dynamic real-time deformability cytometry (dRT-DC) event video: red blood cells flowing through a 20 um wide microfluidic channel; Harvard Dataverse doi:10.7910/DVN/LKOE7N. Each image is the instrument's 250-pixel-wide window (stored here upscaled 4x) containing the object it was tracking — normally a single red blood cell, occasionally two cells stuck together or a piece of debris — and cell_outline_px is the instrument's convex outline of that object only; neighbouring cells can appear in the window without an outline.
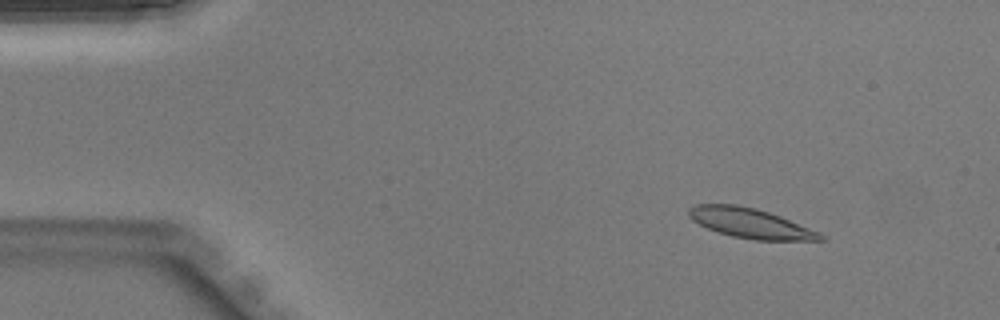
{"species": "Egyptian fruit bat (a non-hibernating species)", "species_latin": "Rousettus aegyptiacus", "temperature_condition": "warm", "stored_images_in_passage": 40, "camera_frame_rate_fps": 3000, "um_per_image_px": 0.085, "animal": {"sex": "male"}, "frame": {"image": 1, "passage_image": 1, "time_ms": 0.0, "image_size_px": [1000, 320], "cell_outline_px": [[824, 240], [756, 240], [736, 236], [720, 232], [708, 228], [700, 224], [688, 212], [692, 208], [700, 204], [732, 204], [752, 208], [768, 212], [788, 220], [816, 232], [824, 236]], "centroid_in_image_um": [63.78, 18.98], "position_along_channel_um": 21.2, "area_um2": 21.62}}
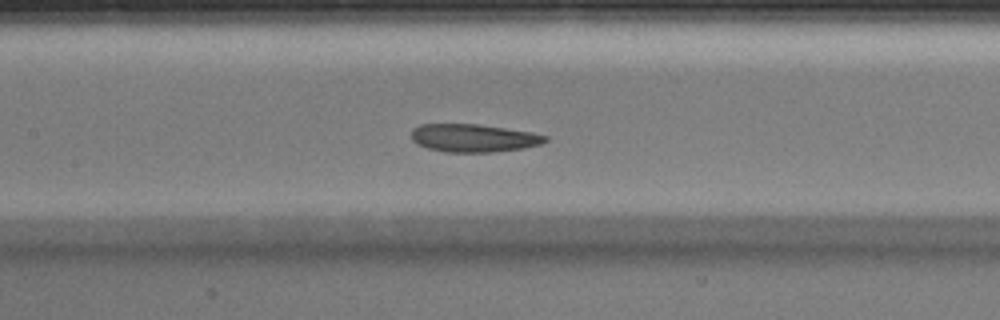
{"frame": {"image": 2, "passage_image": 16, "time_ms": 5.0, "image_size_px": [1000, 320], "cell_outline_px": [[548, 140], [540, 144], [520, 148], [488, 152], [452, 152], [428, 148], [412, 140], [412, 132], [420, 124], [476, 124], [528, 132], [548, 136]], "centroid_in_image_um": [40.24, 11.73], "position_along_channel_um": 167.2, "area_um2": 21.15}}
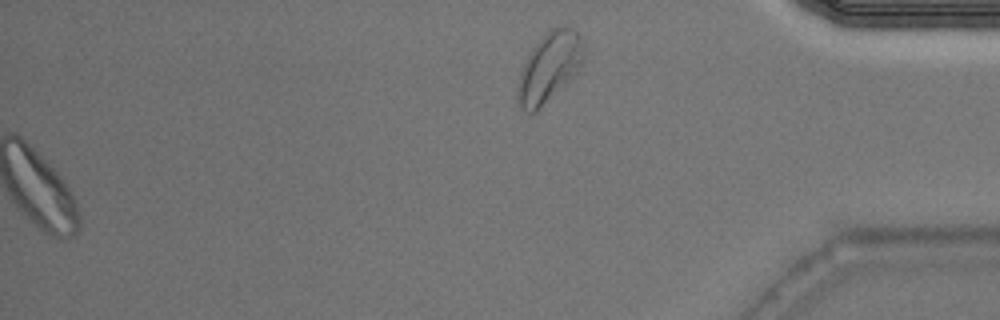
{"frame": {"image": 3, "passage_image": 40, "time_ms": 13.0, "image_size_px": [1000, 320], "cell_outline_px": [[576, 40], [568, 60], [560, 76], [544, 100], [532, 112], [520, 104], [520, 84], [528, 60], [536, 48], [556, 28], [568, 28], [576, 32]], "centroid_in_image_um": [46.4, 5.7], "position_along_channel_um": 388.8, "area_um2": 18.61}}